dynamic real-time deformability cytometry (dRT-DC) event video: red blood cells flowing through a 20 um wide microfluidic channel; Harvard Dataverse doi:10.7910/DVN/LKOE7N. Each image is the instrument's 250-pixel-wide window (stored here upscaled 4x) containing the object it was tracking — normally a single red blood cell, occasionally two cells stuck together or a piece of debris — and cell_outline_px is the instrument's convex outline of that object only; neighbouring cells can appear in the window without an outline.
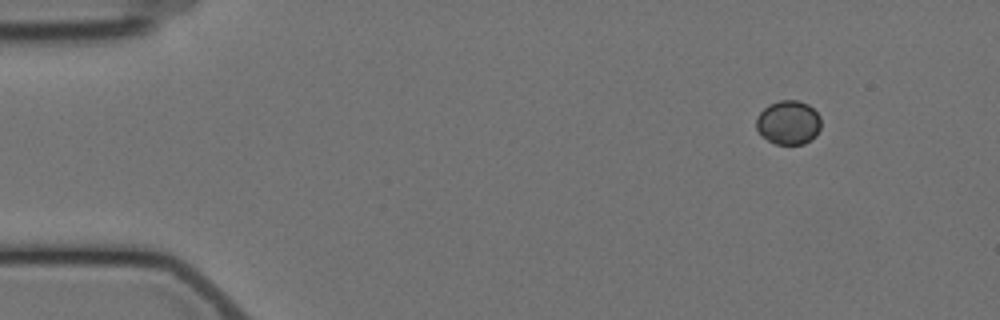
{"species": "Egyptian fruit bat (a non-hibernating species)", "species_latin": "Rousettus aegyptiacus", "temperature_condition": "cold", "stored_images_in_passage": 2, "camera_frame_rate_fps": 3000, "um_per_image_px": 0.085, "animal": {"sex": "female"}, "frame": {"image": 1, "passage_image": 2, "time_ms": 5.0, "image_size_px": [1000, 320], "cell_outline_px": [[820, 128], [816, 136], [804, 144], [776, 144], [760, 136], [756, 128], [756, 116], [768, 104], [780, 100], [800, 100], [808, 104], [820, 116]], "centroid_in_image_um": [66.99, 10.41], "position_along_channel_um": 18.0, "area_um2": 16.82}}